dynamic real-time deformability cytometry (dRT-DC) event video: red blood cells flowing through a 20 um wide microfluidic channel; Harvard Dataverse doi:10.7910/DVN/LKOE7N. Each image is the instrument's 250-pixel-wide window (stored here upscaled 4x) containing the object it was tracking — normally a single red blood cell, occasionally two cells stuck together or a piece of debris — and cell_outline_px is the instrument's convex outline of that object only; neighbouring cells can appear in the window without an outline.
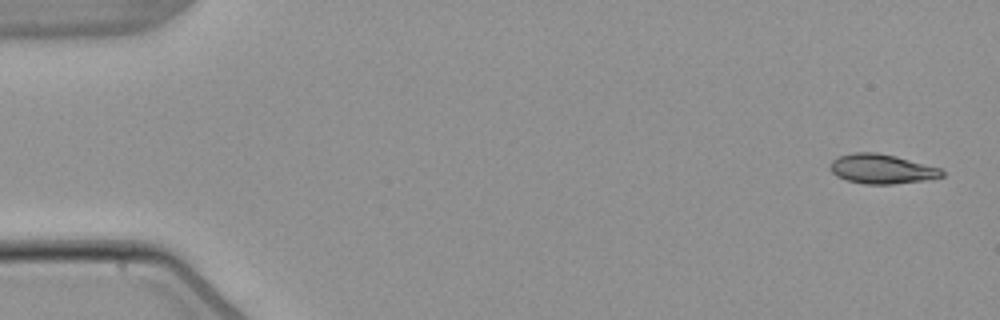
{"species": "common noctule bat (a hibernating species)", "species_latin": "Nyctalus noctula", "temperature_condition": "warm", "stored_images_in_passage": 5, "camera_frame_rate_fps": 3000, "um_per_image_px": 0.085, "animal": {"sex": "male", "body_mass_g": 21.5, "forearm_length_mm": 52.0}, "frame": {"image": 1, "passage_image": 1, "time_ms": 0.0, "image_size_px": [1000, 320], "cell_outline_px": [[944, 176], [924, 180], [892, 184], [864, 184], [848, 180], [836, 176], [828, 168], [832, 160], [840, 156], [856, 152], [876, 152], [896, 156], [940, 168], [944, 172]], "centroid_in_image_um": [74.93, 14.36], "position_along_channel_um": 10.1, "area_um2": 19.13}}
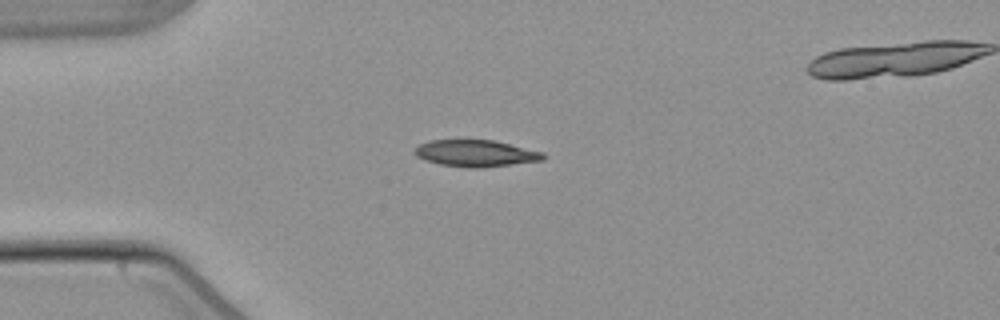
{"frame": {"image": 2, "passage_image": 4, "time_ms": 4.0, "image_size_px": [1000, 320], "cell_outline_px": [[544, 160], [480, 168], [468, 168], [440, 164], [424, 160], [416, 156], [412, 152], [420, 144], [428, 140], [492, 140], [544, 152]], "centroid_in_image_um": [40.4, 13.03], "position_along_channel_um": 44.6, "area_um2": 19.94}}